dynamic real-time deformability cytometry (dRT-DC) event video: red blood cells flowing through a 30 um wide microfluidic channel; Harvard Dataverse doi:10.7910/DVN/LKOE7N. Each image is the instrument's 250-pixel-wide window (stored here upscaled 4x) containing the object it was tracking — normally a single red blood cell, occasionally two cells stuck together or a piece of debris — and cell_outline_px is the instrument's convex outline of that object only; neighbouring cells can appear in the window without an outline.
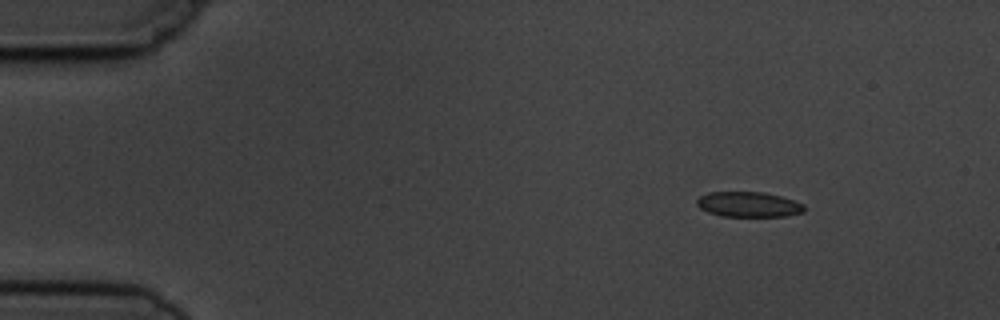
{"species": "common noctule bat (a hibernating species)", "species_latin": "Nyctalus noctula", "temperature_condition": "cold", "stored_images_in_passage": 7, "camera_frame_rate_fps": 3000, "um_per_image_px": 0.085, "animal": {"sex": "male", "body_mass_g": 19.5, "forearm_length_mm": 54.6}, "frame": {"image": 1, "passage_image": 1, "time_ms": 0.0, "image_size_px": [1000, 320], "cell_outline_px": [[804, 212], [784, 216], [720, 216], [708, 212], [700, 208], [696, 204], [696, 200], [700, 196], [708, 192], [764, 192], [780, 196], [804, 204]], "centroid_in_image_um": [63.6, 17.37], "position_along_channel_um": 21.4, "area_um2": 15.72}}
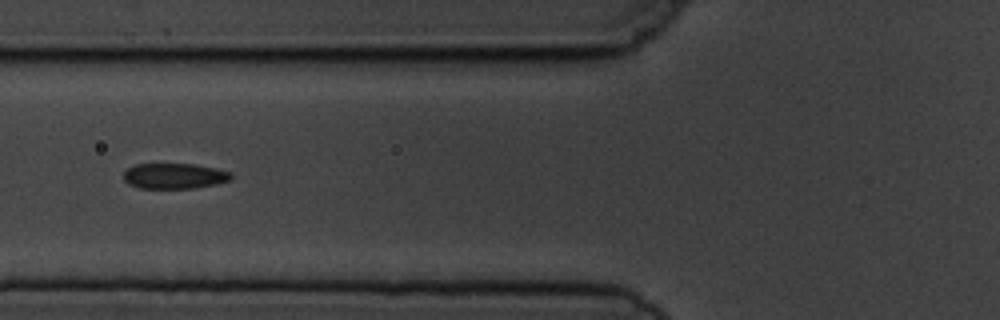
{"frame": {"image": 2, "passage_image": 5, "time_ms": 4.667, "image_size_px": [1000, 320], "cell_outline_px": [[232, 176], [228, 180], [216, 184], [192, 188], [140, 188], [128, 184], [124, 180], [124, 172], [128, 168], [136, 164], [196, 164], [216, 168], [232, 172]], "centroid_in_image_um": [14.82, 14.95], "position_along_channel_um": 111.0, "area_um2": 15.95}}
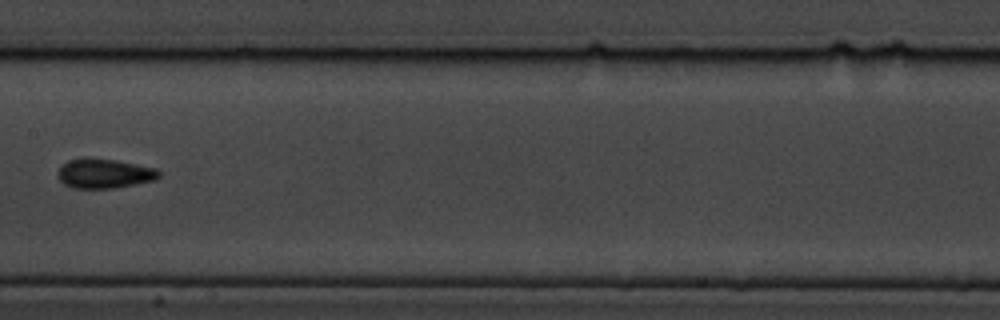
{"frame": {"image": 3, "passage_image": 7, "time_ms": 7.0, "image_size_px": [1000, 320], "cell_outline_px": [[160, 176], [152, 180], [112, 188], [72, 188], [64, 184], [60, 180], [56, 172], [68, 160], [84, 156], [116, 160], [156, 168], [160, 172]], "centroid_in_image_um": [8.81, 14.72], "position_along_channel_um": 198.6, "area_um2": 17.4}}